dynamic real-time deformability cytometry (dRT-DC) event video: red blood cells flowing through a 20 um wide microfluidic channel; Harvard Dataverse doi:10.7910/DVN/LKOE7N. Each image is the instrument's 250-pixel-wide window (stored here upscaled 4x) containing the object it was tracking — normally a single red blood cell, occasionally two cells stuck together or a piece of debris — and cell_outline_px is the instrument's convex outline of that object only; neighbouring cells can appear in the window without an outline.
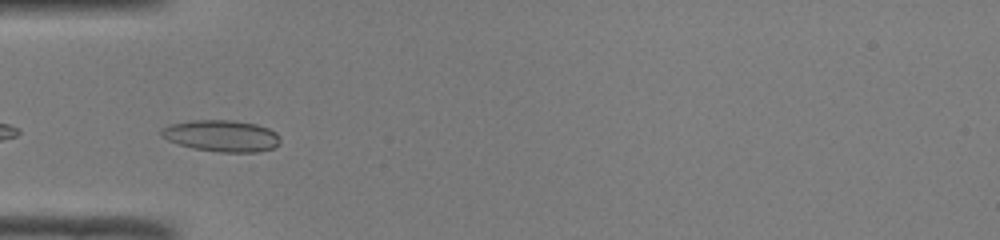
{"species": "common noctule bat (a hibernating species)", "species_latin": "Nyctalus noctula", "temperature_condition": "room temperature", "stored_images_in_passage": 42, "camera_frame_rate_fps": 3000, "um_per_image_px": 0.085, "animal": {"sex": "male", "body_mass_g": 19.0, "forearm_length_mm": 50.8}, "frame": {"image": 1, "passage_image": 9, "time_ms": 2.667, "image_size_px": [1000, 240], "cell_outline_px": [[280, 144], [272, 148], [256, 152], [220, 152], [192, 148], [168, 140], [160, 136], [160, 128], [172, 124], [188, 120], [232, 120], [256, 124], [268, 128], [276, 132], [280, 136]], "centroid_in_image_um": [18.83, 11.54], "position_along_channel_um": 66.2, "area_um2": 21.96}}
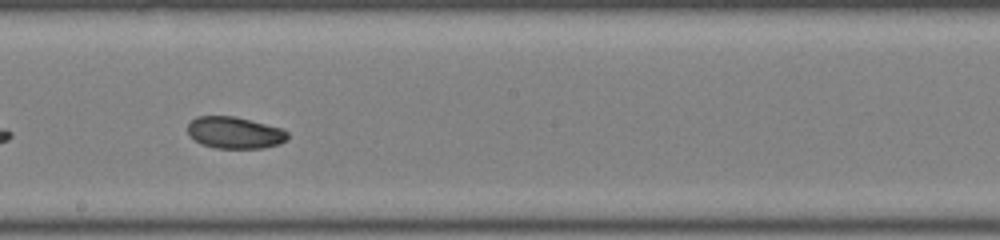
{"frame": {"image": 2, "passage_image": 21, "time_ms": 6.667, "image_size_px": [1000, 240], "cell_outline_px": [[288, 140], [280, 144], [264, 148], [216, 148], [200, 144], [188, 132], [188, 124], [196, 116], [232, 116], [284, 128], [288, 132]], "centroid_in_image_um": [20.0, 11.28], "position_along_channel_um": 228.2, "area_um2": 18.55}}
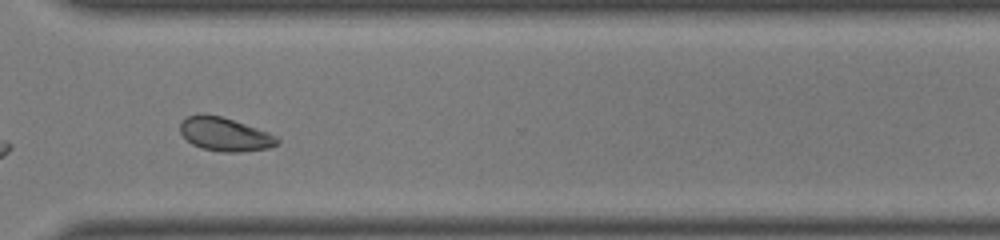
{"frame": {"image": 3, "passage_image": 30, "time_ms": 9.667, "image_size_px": [1000, 240], "cell_outline_px": [[280, 144], [268, 148], [240, 152], [220, 152], [200, 148], [192, 144], [180, 132], [180, 124], [188, 116], [200, 112], [220, 116], [268, 132], [276, 136], [280, 140]], "centroid_in_image_um": [19.11, 11.42], "position_along_channel_um": 351.5, "area_um2": 19.02}, "authors_computed_cell_mechanics": {"area_um2": 19.8832, "velocity_mm_per_s": 4.0865, "shape_relaxation_time_tau1_ms": 2.6847, "shape_relaxation_time_tau2_ms": 10.941, "deformation_change_tau1": 0.0621, "deformation_change_tau2": 0.137}}